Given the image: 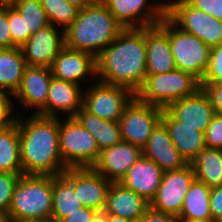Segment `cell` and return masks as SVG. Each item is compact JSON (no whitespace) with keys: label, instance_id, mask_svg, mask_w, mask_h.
I'll return each instance as SVG.
<instances>
[{"label":"cell","instance_id":"6da1fadb","mask_svg":"<svg viewBox=\"0 0 222 222\" xmlns=\"http://www.w3.org/2000/svg\"><path fill=\"white\" fill-rule=\"evenodd\" d=\"M146 60V27L123 29L96 58V75L136 95L147 77Z\"/></svg>","mask_w":222,"mask_h":222},{"label":"cell","instance_id":"7a4b0ae2","mask_svg":"<svg viewBox=\"0 0 222 222\" xmlns=\"http://www.w3.org/2000/svg\"><path fill=\"white\" fill-rule=\"evenodd\" d=\"M59 118L37 113L26 122L15 117L23 175H62L68 168L60 154Z\"/></svg>","mask_w":222,"mask_h":222},{"label":"cell","instance_id":"3957f363","mask_svg":"<svg viewBox=\"0 0 222 222\" xmlns=\"http://www.w3.org/2000/svg\"><path fill=\"white\" fill-rule=\"evenodd\" d=\"M123 29L101 0H93L64 31L65 46L96 59Z\"/></svg>","mask_w":222,"mask_h":222},{"label":"cell","instance_id":"277c9868","mask_svg":"<svg viewBox=\"0 0 222 222\" xmlns=\"http://www.w3.org/2000/svg\"><path fill=\"white\" fill-rule=\"evenodd\" d=\"M52 196V175H21L5 219L51 221Z\"/></svg>","mask_w":222,"mask_h":222},{"label":"cell","instance_id":"5b68a950","mask_svg":"<svg viewBox=\"0 0 222 222\" xmlns=\"http://www.w3.org/2000/svg\"><path fill=\"white\" fill-rule=\"evenodd\" d=\"M199 88L200 81L197 78L176 68L166 73L147 74L136 97L144 103L165 110L175 101L193 95Z\"/></svg>","mask_w":222,"mask_h":222},{"label":"cell","instance_id":"8992f818","mask_svg":"<svg viewBox=\"0 0 222 222\" xmlns=\"http://www.w3.org/2000/svg\"><path fill=\"white\" fill-rule=\"evenodd\" d=\"M158 26L169 36L176 68L201 81L209 64L211 47L198 37L178 29L167 16Z\"/></svg>","mask_w":222,"mask_h":222},{"label":"cell","instance_id":"52a82bcc","mask_svg":"<svg viewBox=\"0 0 222 222\" xmlns=\"http://www.w3.org/2000/svg\"><path fill=\"white\" fill-rule=\"evenodd\" d=\"M61 158L67 168H92L100 149L94 136L74 118L59 121Z\"/></svg>","mask_w":222,"mask_h":222},{"label":"cell","instance_id":"ba28073f","mask_svg":"<svg viewBox=\"0 0 222 222\" xmlns=\"http://www.w3.org/2000/svg\"><path fill=\"white\" fill-rule=\"evenodd\" d=\"M166 16L178 28L188 32L208 46L222 43V21L192 7L186 0L166 4Z\"/></svg>","mask_w":222,"mask_h":222},{"label":"cell","instance_id":"9c48e42d","mask_svg":"<svg viewBox=\"0 0 222 222\" xmlns=\"http://www.w3.org/2000/svg\"><path fill=\"white\" fill-rule=\"evenodd\" d=\"M162 115L163 109L144 103L135 96L119 119L122 141L143 149L153 130L162 121Z\"/></svg>","mask_w":222,"mask_h":222},{"label":"cell","instance_id":"30bf717a","mask_svg":"<svg viewBox=\"0 0 222 222\" xmlns=\"http://www.w3.org/2000/svg\"><path fill=\"white\" fill-rule=\"evenodd\" d=\"M196 179L191 164L179 170L164 172L161 185L149 207L179 217L185 196Z\"/></svg>","mask_w":222,"mask_h":222},{"label":"cell","instance_id":"8fae6325","mask_svg":"<svg viewBox=\"0 0 222 222\" xmlns=\"http://www.w3.org/2000/svg\"><path fill=\"white\" fill-rule=\"evenodd\" d=\"M136 95L128 88L100 82L83 96V107L101 119L119 121Z\"/></svg>","mask_w":222,"mask_h":222},{"label":"cell","instance_id":"7c38bea8","mask_svg":"<svg viewBox=\"0 0 222 222\" xmlns=\"http://www.w3.org/2000/svg\"><path fill=\"white\" fill-rule=\"evenodd\" d=\"M63 175L73 184L84 207L103 212L111 182L92 168H68Z\"/></svg>","mask_w":222,"mask_h":222},{"label":"cell","instance_id":"4fadbf2b","mask_svg":"<svg viewBox=\"0 0 222 222\" xmlns=\"http://www.w3.org/2000/svg\"><path fill=\"white\" fill-rule=\"evenodd\" d=\"M117 22L124 28H144L158 25L166 16V4H155L148 12L140 14L147 0H101ZM150 11V12H149ZM140 16V17H139ZM138 18L136 20H132Z\"/></svg>","mask_w":222,"mask_h":222},{"label":"cell","instance_id":"5bb4252c","mask_svg":"<svg viewBox=\"0 0 222 222\" xmlns=\"http://www.w3.org/2000/svg\"><path fill=\"white\" fill-rule=\"evenodd\" d=\"M143 154L139 146L121 141L99 153L92 169L104 176L111 183L121 182L128 170Z\"/></svg>","mask_w":222,"mask_h":222},{"label":"cell","instance_id":"9a60e30c","mask_svg":"<svg viewBox=\"0 0 222 222\" xmlns=\"http://www.w3.org/2000/svg\"><path fill=\"white\" fill-rule=\"evenodd\" d=\"M52 24L31 34L20 47L27 66L51 68L54 59L65 47L64 30L59 36Z\"/></svg>","mask_w":222,"mask_h":222},{"label":"cell","instance_id":"2e32d148","mask_svg":"<svg viewBox=\"0 0 222 222\" xmlns=\"http://www.w3.org/2000/svg\"><path fill=\"white\" fill-rule=\"evenodd\" d=\"M176 120L205 133L216 112L203 88L175 101L166 109Z\"/></svg>","mask_w":222,"mask_h":222},{"label":"cell","instance_id":"e0dca14e","mask_svg":"<svg viewBox=\"0 0 222 222\" xmlns=\"http://www.w3.org/2000/svg\"><path fill=\"white\" fill-rule=\"evenodd\" d=\"M164 171L143 154L121 180L124 186L151 202L161 185Z\"/></svg>","mask_w":222,"mask_h":222},{"label":"cell","instance_id":"ac0fdd59","mask_svg":"<svg viewBox=\"0 0 222 222\" xmlns=\"http://www.w3.org/2000/svg\"><path fill=\"white\" fill-rule=\"evenodd\" d=\"M143 155L153 160L164 172L179 170L188 165L173 144L167 127L160 122L153 130Z\"/></svg>","mask_w":222,"mask_h":222},{"label":"cell","instance_id":"d6986e66","mask_svg":"<svg viewBox=\"0 0 222 222\" xmlns=\"http://www.w3.org/2000/svg\"><path fill=\"white\" fill-rule=\"evenodd\" d=\"M80 85L61 80L52 76L49 84L46 105L36 112L42 116L57 117L55 110L68 112L69 117H74L76 112L83 107V94Z\"/></svg>","mask_w":222,"mask_h":222},{"label":"cell","instance_id":"ffe728a7","mask_svg":"<svg viewBox=\"0 0 222 222\" xmlns=\"http://www.w3.org/2000/svg\"><path fill=\"white\" fill-rule=\"evenodd\" d=\"M52 76L79 84L88 73L96 75V59L89 53L77 51L66 46L59 52L51 66Z\"/></svg>","mask_w":222,"mask_h":222},{"label":"cell","instance_id":"44dd1931","mask_svg":"<svg viewBox=\"0 0 222 222\" xmlns=\"http://www.w3.org/2000/svg\"><path fill=\"white\" fill-rule=\"evenodd\" d=\"M51 79V68L26 66L20 87L13 96L24 106L38 107L36 112H39L46 105Z\"/></svg>","mask_w":222,"mask_h":222},{"label":"cell","instance_id":"7402d4cb","mask_svg":"<svg viewBox=\"0 0 222 222\" xmlns=\"http://www.w3.org/2000/svg\"><path fill=\"white\" fill-rule=\"evenodd\" d=\"M176 149L188 164L206 147L204 133L176 120L166 109L162 121Z\"/></svg>","mask_w":222,"mask_h":222},{"label":"cell","instance_id":"603a6c76","mask_svg":"<svg viewBox=\"0 0 222 222\" xmlns=\"http://www.w3.org/2000/svg\"><path fill=\"white\" fill-rule=\"evenodd\" d=\"M146 72L166 73L176 69L169 36L158 26L146 27Z\"/></svg>","mask_w":222,"mask_h":222},{"label":"cell","instance_id":"cb8c5ba5","mask_svg":"<svg viewBox=\"0 0 222 222\" xmlns=\"http://www.w3.org/2000/svg\"><path fill=\"white\" fill-rule=\"evenodd\" d=\"M149 208V202L120 182H113L109 187L104 214L121 216L130 220L143 216Z\"/></svg>","mask_w":222,"mask_h":222},{"label":"cell","instance_id":"d4e9b609","mask_svg":"<svg viewBox=\"0 0 222 222\" xmlns=\"http://www.w3.org/2000/svg\"><path fill=\"white\" fill-rule=\"evenodd\" d=\"M74 118L94 136L100 151L122 141L119 121L101 119L84 107L76 112Z\"/></svg>","mask_w":222,"mask_h":222},{"label":"cell","instance_id":"484cf974","mask_svg":"<svg viewBox=\"0 0 222 222\" xmlns=\"http://www.w3.org/2000/svg\"><path fill=\"white\" fill-rule=\"evenodd\" d=\"M26 66L20 47L0 49V89H7L10 95H14L20 87Z\"/></svg>","mask_w":222,"mask_h":222},{"label":"cell","instance_id":"4316f807","mask_svg":"<svg viewBox=\"0 0 222 222\" xmlns=\"http://www.w3.org/2000/svg\"><path fill=\"white\" fill-rule=\"evenodd\" d=\"M53 208L51 221L60 222L64 217L83 207L74 192L73 184L62 174L53 176Z\"/></svg>","mask_w":222,"mask_h":222},{"label":"cell","instance_id":"83f0119b","mask_svg":"<svg viewBox=\"0 0 222 222\" xmlns=\"http://www.w3.org/2000/svg\"><path fill=\"white\" fill-rule=\"evenodd\" d=\"M195 177L210 188L222 185V149L205 147L191 162Z\"/></svg>","mask_w":222,"mask_h":222},{"label":"cell","instance_id":"f1b7e54d","mask_svg":"<svg viewBox=\"0 0 222 222\" xmlns=\"http://www.w3.org/2000/svg\"><path fill=\"white\" fill-rule=\"evenodd\" d=\"M0 172L22 173L20 137L16 121L0 131Z\"/></svg>","mask_w":222,"mask_h":222},{"label":"cell","instance_id":"f546056e","mask_svg":"<svg viewBox=\"0 0 222 222\" xmlns=\"http://www.w3.org/2000/svg\"><path fill=\"white\" fill-rule=\"evenodd\" d=\"M212 188L195 179L188 190L178 218L211 219L210 194Z\"/></svg>","mask_w":222,"mask_h":222},{"label":"cell","instance_id":"4dcf8cb0","mask_svg":"<svg viewBox=\"0 0 222 222\" xmlns=\"http://www.w3.org/2000/svg\"><path fill=\"white\" fill-rule=\"evenodd\" d=\"M13 5L19 10L31 34L50 25L40 0H17Z\"/></svg>","mask_w":222,"mask_h":222},{"label":"cell","instance_id":"1f68e13d","mask_svg":"<svg viewBox=\"0 0 222 222\" xmlns=\"http://www.w3.org/2000/svg\"><path fill=\"white\" fill-rule=\"evenodd\" d=\"M48 21L54 26V23L64 25V31L76 19L79 9L65 0H40Z\"/></svg>","mask_w":222,"mask_h":222},{"label":"cell","instance_id":"d6a6232c","mask_svg":"<svg viewBox=\"0 0 222 222\" xmlns=\"http://www.w3.org/2000/svg\"><path fill=\"white\" fill-rule=\"evenodd\" d=\"M8 23L12 43L16 47H21L30 38L31 33L26 30V24L21 13L13 4H8Z\"/></svg>","mask_w":222,"mask_h":222},{"label":"cell","instance_id":"836d02e7","mask_svg":"<svg viewBox=\"0 0 222 222\" xmlns=\"http://www.w3.org/2000/svg\"><path fill=\"white\" fill-rule=\"evenodd\" d=\"M21 175L23 174L0 172V218L8 216L13 192Z\"/></svg>","mask_w":222,"mask_h":222},{"label":"cell","instance_id":"e575fe53","mask_svg":"<svg viewBox=\"0 0 222 222\" xmlns=\"http://www.w3.org/2000/svg\"><path fill=\"white\" fill-rule=\"evenodd\" d=\"M222 81V43L211 47L209 64L200 83H217Z\"/></svg>","mask_w":222,"mask_h":222},{"label":"cell","instance_id":"d590c367","mask_svg":"<svg viewBox=\"0 0 222 222\" xmlns=\"http://www.w3.org/2000/svg\"><path fill=\"white\" fill-rule=\"evenodd\" d=\"M207 148L222 149V114H215L204 133Z\"/></svg>","mask_w":222,"mask_h":222},{"label":"cell","instance_id":"8d00e7d4","mask_svg":"<svg viewBox=\"0 0 222 222\" xmlns=\"http://www.w3.org/2000/svg\"><path fill=\"white\" fill-rule=\"evenodd\" d=\"M192 7L222 21V0H186Z\"/></svg>","mask_w":222,"mask_h":222},{"label":"cell","instance_id":"74e56055","mask_svg":"<svg viewBox=\"0 0 222 222\" xmlns=\"http://www.w3.org/2000/svg\"><path fill=\"white\" fill-rule=\"evenodd\" d=\"M10 27L8 23V4H0V49L16 47L12 43Z\"/></svg>","mask_w":222,"mask_h":222},{"label":"cell","instance_id":"f35d334b","mask_svg":"<svg viewBox=\"0 0 222 222\" xmlns=\"http://www.w3.org/2000/svg\"><path fill=\"white\" fill-rule=\"evenodd\" d=\"M200 88H203L209 96L216 114H222V81L217 83H200Z\"/></svg>","mask_w":222,"mask_h":222},{"label":"cell","instance_id":"ab89813d","mask_svg":"<svg viewBox=\"0 0 222 222\" xmlns=\"http://www.w3.org/2000/svg\"><path fill=\"white\" fill-rule=\"evenodd\" d=\"M210 214L211 220L222 218V185L211 190Z\"/></svg>","mask_w":222,"mask_h":222},{"label":"cell","instance_id":"60d3db41","mask_svg":"<svg viewBox=\"0 0 222 222\" xmlns=\"http://www.w3.org/2000/svg\"><path fill=\"white\" fill-rule=\"evenodd\" d=\"M99 212L89 207H82L64 217L60 222H91Z\"/></svg>","mask_w":222,"mask_h":222},{"label":"cell","instance_id":"b9f144b4","mask_svg":"<svg viewBox=\"0 0 222 222\" xmlns=\"http://www.w3.org/2000/svg\"><path fill=\"white\" fill-rule=\"evenodd\" d=\"M143 216L144 222H179L177 216L158 212L150 207L145 211Z\"/></svg>","mask_w":222,"mask_h":222},{"label":"cell","instance_id":"7bdbcfd3","mask_svg":"<svg viewBox=\"0 0 222 222\" xmlns=\"http://www.w3.org/2000/svg\"><path fill=\"white\" fill-rule=\"evenodd\" d=\"M0 111H12L11 101L2 89H0Z\"/></svg>","mask_w":222,"mask_h":222},{"label":"cell","instance_id":"ee69618b","mask_svg":"<svg viewBox=\"0 0 222 222\" xmlns=\"http://www.w3.org/2000/svg\"><path fill=\"white\" fill-rule=\"evenodd\" d=\"M11 112L12 111H0V131L15 121V118H9Z\"/></svg>","mask_w":222,"mask_h":222},{"label":"cell","instance_id":"f6af8a7d","mask_svg":"<svg viewBox=\"0 0 222 222\" xmlns=\"http://www.w3.org/2000/svg\"><path fill=\"white\" fill-rule=\"evenodd\" d=\"M67 3L77 7L79 10L88 6L93 0H65Z\"/></svg>","mask_w":222,"mask_h":222},{"label":"cell","instance_id":"bcb514c9","mask_svg":"<svg viewBox=\"0 0 222 222\" xmlns=\"http://www.w3.org/2000/svg\"><path fill=\"white\" fill-rule=\"evenodd\" d=\"M105 222H128V220L118 215L105 214Z\"/></svg>","mask_w":222,"mask_h":222},{"label":"cell","instance_id":"7dc6e473","mask_svg":"<svg viewBox=\"0 0 222 222\" xmlns=\"http://www.w3.org/2000/svg\"><path fill=\"white\" fill-rule=\"evenodd\" d=\"M179 222H214V220L211 219H187V218H179Z\"/></svg>","mask_w":222,"mask_h":222},{"label":"cell","instance_id":"c3c4849f","mask_svg":"<svg viewBox=\"0 0 222 222\" xmlns=\"http://www.w3.org/2000/svg\"><path fill=\"white\" fill-rule=\"evenodd\" d=\"M91 222H105V214L103 212H99Z\"/></svg>","mask_w":222,"mask_h":222},{"label":"cell","instance_id":"681fc988","mask_svg":"<svg viewBox=\"0 0 222 222\" xmlns=\"http://www.w3.org/2000/svg\"><path fill=\"white\" fill-rule=\"evenodd\" d=\"M7 222H52V221H42V220H7Z\"/></svg>","mask_w":222,"mask_h":222},{"label":"cell","instance_id":"f907efd6","mask_svg":"<svg viewBox=\"0 0 222 222\" xmlns=\"http://www.w3.org/2000/svg\"><path fill=\"white\" fill-rule=\"evenodd\" d=\"M128 222H144V216L130 219V220H128Z\"/></svg>","mask_w":222,"mask_h":222},{"label":"cell","instance_id":"816d5d0a","mask_svg":"<svg viewBox=\"0 0 222 222\" xmlns=\"http://www.w3.org/2000/svg\"><path fill=\"white\" fill-rule=\"evenodd\" d=\"M17 0H0V4L5 5V4H13Z\"/></svg>","mask_w":222,"mask_h":222},{"label":"cell","instance_id":"f5cc1de1","mask_svg":"<svg viewBox=\"0 0 222 222\" xmlns=\"http://www.w3.org/2000/svg\"><path fill=\"white\" fill-rule=\"evenodd\" d=\"M214 222H222V218L216 219Z\"/></svg>","mask_w":222,"mask_h":222},{"label":"cell","instance_id":"db71d44e","mask_svg":"<svg viewBox=\"0 0 222 222\" xmlns=\"http://www.w3.org/2000/svg\"><path fill=\"white\" fill-rule=\"evenodd\" d=\"M0 222H7L5 218H0Z\"/></svg>","mask_w":222,"mask_h":222}]
</instances>
